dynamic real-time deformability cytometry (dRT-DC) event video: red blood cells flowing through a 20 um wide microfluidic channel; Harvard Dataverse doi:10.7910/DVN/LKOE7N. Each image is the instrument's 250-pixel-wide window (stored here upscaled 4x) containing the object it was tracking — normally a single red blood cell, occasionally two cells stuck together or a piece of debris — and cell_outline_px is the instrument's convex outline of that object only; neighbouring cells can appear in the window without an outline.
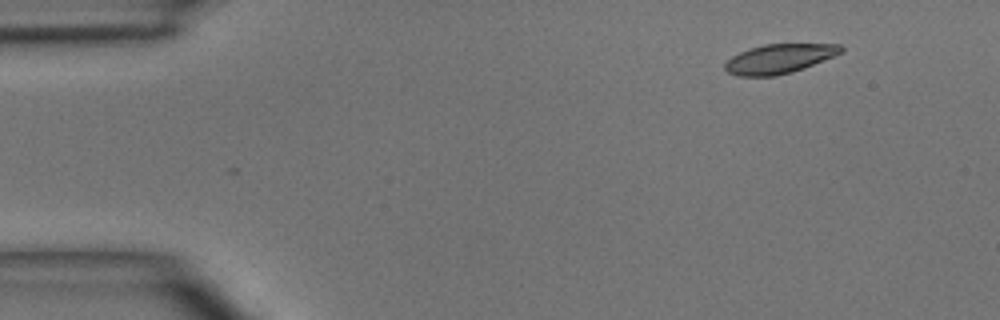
{"species": "common noctule bat (a hibernating species)", "species_latin": "Nyctalus noctula", "temperature_condition": "room temperature", "stored_images_in_passage": 2, "camera_frame_rate_fps": 3000, "um_per_image_px": 0.085, "animal": {"sex": "male", "body_mass_g": 15.6}, "frame": {"image": 1, "passage_image": 2, "time_ms": 1.333, "image_size_px": [1000, 320], "cell_outline_px": [[844, 52], [804, 68], [792, 72], [776, 76], [736, 76], [728, 72], [724, 68], [724, 64], [732, 56], [748, 48], [764, 44], [840, 44], [844, 48]], "centroid_in_image_um": [66.24, 4.99], "position_along_channel_um": 18.8, "area_um2": 19.94}}